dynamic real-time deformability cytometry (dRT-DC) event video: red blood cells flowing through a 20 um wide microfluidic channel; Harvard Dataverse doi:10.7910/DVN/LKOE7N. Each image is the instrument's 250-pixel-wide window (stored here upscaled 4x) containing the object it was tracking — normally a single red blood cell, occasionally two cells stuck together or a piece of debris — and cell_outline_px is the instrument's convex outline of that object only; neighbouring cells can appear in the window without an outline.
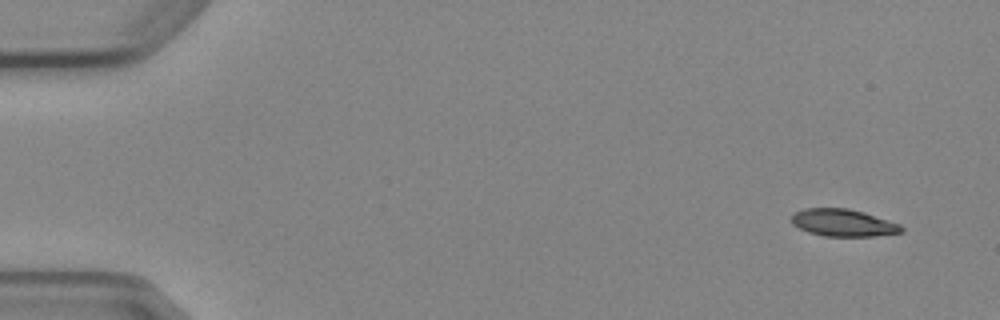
{"species": "Egyptian fruit bat (a non-hibernating species)", "species_latin": "Rousettus aegyptiacus", "temperature_condition": "cold", "stored_images_in_passage": 5, "camera_frame_rate_fps": 3000, "um_per_image_px": 0.085, "animal": {"sex": "female"}, "frame": {"image": 1, "passage_image": 1, "time_ms": 0.0, "image_size_px": [1000, 320], "cell_outline_px": [[904, 232], [876, 236], [824, 236], [808, 232], [792, 224], [792, 216], [796, 212], [804, 208], [848, 208], [864, 212], [900, 224], [904, 228]], "centroid_in_image_um": [71.7, 18.94], "position_along_channel_um": 13.3, "area_um2": 17.46}}